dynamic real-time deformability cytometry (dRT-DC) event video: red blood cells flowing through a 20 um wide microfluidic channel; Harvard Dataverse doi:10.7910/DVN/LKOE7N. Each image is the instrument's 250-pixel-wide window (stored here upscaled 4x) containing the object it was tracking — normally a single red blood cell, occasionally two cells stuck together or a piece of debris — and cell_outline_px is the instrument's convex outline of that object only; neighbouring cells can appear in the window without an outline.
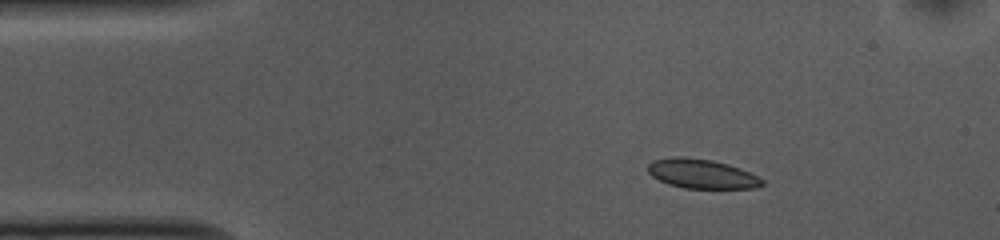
{"species": "common noctule bat (a hibernating species)", "species_latin": "Nyctalus noctula", "temperature_condition": "cold", "stored_images_in_passage": 46, "camera_frame_rate_fps": 3000, "um_per_image_px": 0.085, "animal": {"sex": "female", "body_mass_g": 10.0, "forearm_length_mm": 53.1}, "frame": {"image": 1, "passage_image": 1, "time_ms": 0.0, "image_size_px": [1000, 240], "cell_outline_px": [[764, 184], [756, 188], [684, 188], [668, 184], [652, 176], [648, 172], [648, 164], [652, 160], [676, 156], [680, 156], [712, 160], [728, 164], [740, 168], [764, 180]], "centroid_in_image_um": [59.63, 14.77], "position_along_channel_um": 25.4, "area_um2": 19.48}}
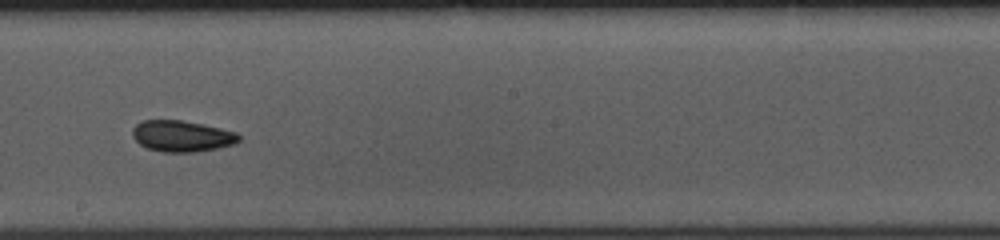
{"frame": {"image": 2, "passage_image": 22, "time_ms": 7.0, "image_size_px": [1000, 240], "cell_outline_px": [[240, 140], [236, 144], [220, 148], [196, 152], [164, 152], [148, 148], [140, 144], [132, 136], [132, 128], [140, 120], [184, 120], [204, 124], [236, 132], [240, 136]], "centroid_in_image_um": [15.48, 11.56], "position_along_channel_um": 232.7, "area_um2": 19.59}}
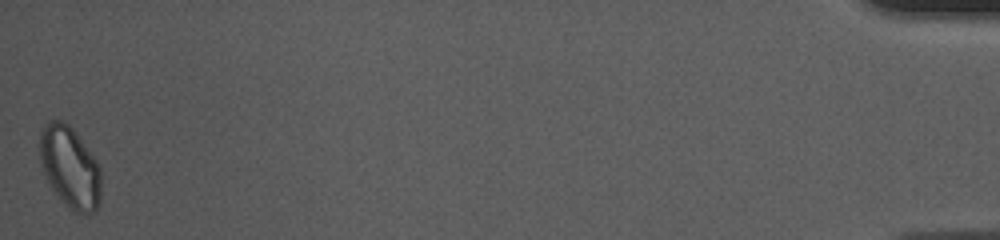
{"frame": {"image": 3, "passage_image": 46, "time_ms": 15.0, "image_size_px": [1000, 240], "cell_outline_px": [[100, 204], [96, 212], [76, 212], [48, 184], [40, 164], [40, 132], [52, 120], [60, 120], [68, 124], [72, 128], [96, 160], [100, 168]], "centroid_in_image_um": [5.95, 14.2], "position_along_channel_um": 429.3, "area_um2": 28.5}, "authors_computed_cell_mechanics": {"area_um2": 19.6231, "velocity_mm_per_s": 3.6988, "shape_relaxation_time_tau1_ms": 5.6435, "shape_relaxation_time_tau2_ms": 3.8966, "deformation_change_tau1": 0.08, "deformation_change_tau2": 0.0659}}